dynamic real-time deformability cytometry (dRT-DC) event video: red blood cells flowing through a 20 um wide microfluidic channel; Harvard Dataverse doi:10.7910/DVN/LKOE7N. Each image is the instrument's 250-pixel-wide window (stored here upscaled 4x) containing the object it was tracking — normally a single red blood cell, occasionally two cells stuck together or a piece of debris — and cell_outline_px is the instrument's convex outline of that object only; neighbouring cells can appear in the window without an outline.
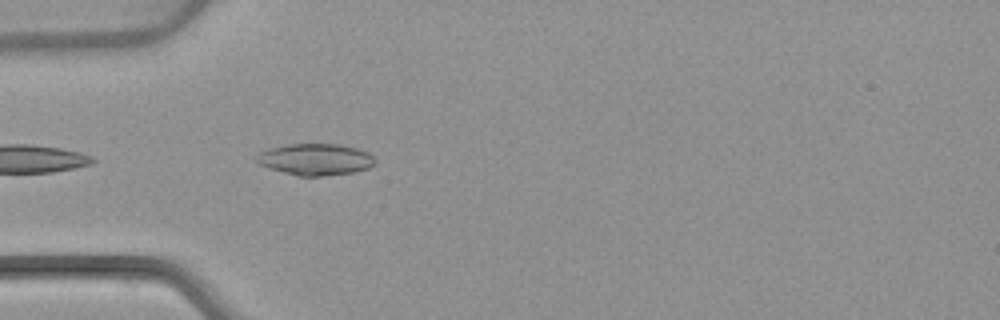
{"species": "common noctule bat (a hibernating species)", "species_latin": "Nyctalus noctula", "temperature_condition": "warm", "stored_images_in_passage": 4, "camera_frame_rate_fps": 3000, "um_per_image_px": 0.085, "animal": {"sex": "female", "body_mass_g": 22.7, "forearm_length_mm": 54.2}, "frame": {"image": 1, "passage_image": 4, "time_ms": 4.333, "image_size_px": [1000, 320], "cell_outline_px": [[376, 164], [368, 168], [352, 172], [324, 176], [296, 176], [268, 168], [256, 164], [256, 156], [260, 152], [268, 148], [288, 144], [340, 144], [356, 148], [368, 152], [376, 160]], "centroid_in_image_um": [26.78, 13.55], "position_along_channel_um": 58.2, "area_um2": 22.02}}